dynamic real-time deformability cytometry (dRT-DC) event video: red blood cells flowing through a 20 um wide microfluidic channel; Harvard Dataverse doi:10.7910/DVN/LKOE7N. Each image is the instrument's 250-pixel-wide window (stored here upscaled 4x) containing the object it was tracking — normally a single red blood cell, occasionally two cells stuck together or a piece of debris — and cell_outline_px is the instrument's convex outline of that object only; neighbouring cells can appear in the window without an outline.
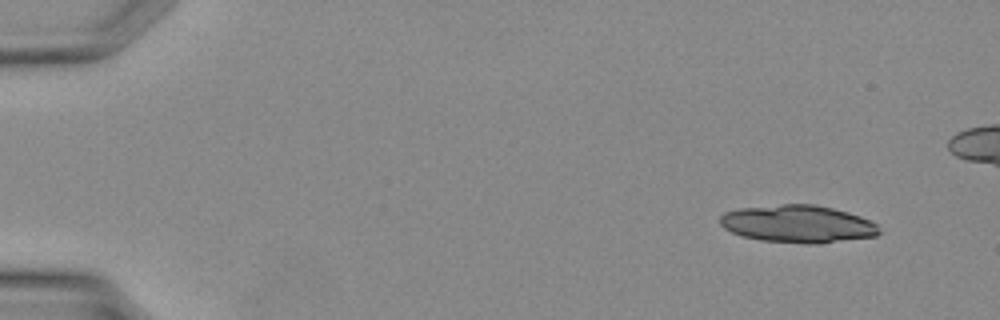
{"species": "Egyptian fruit bat (a non-hibernating species)", "species_latin": "Rousettus aegyptiacus", "temperature_condition": "warm", "stored_images_in_passage": 35, "camera_frame_rate_fps": 3000, "um_per_image_px": 0.085, "animal": {"sex": "female"}, "frame": {"image": 1, "passage_image": 1, "time_ms": 0.0, "image_size_px": [1000, 320], "cell_outline_px": [[880, 232], [876, 236], [820, 244], [808, 244], [760, 240], [744, 236], [732, 232], [724, 228], [720, 224], [720, 216], [724, 212], [740, 208], [780, 204], [816, 204], [848, 212], [860, 216], [876, 224]], "centroid_in_image_um": [67.81, 19.03], "position_along_channel_um": 17.2, "area_um2": 34.85}}